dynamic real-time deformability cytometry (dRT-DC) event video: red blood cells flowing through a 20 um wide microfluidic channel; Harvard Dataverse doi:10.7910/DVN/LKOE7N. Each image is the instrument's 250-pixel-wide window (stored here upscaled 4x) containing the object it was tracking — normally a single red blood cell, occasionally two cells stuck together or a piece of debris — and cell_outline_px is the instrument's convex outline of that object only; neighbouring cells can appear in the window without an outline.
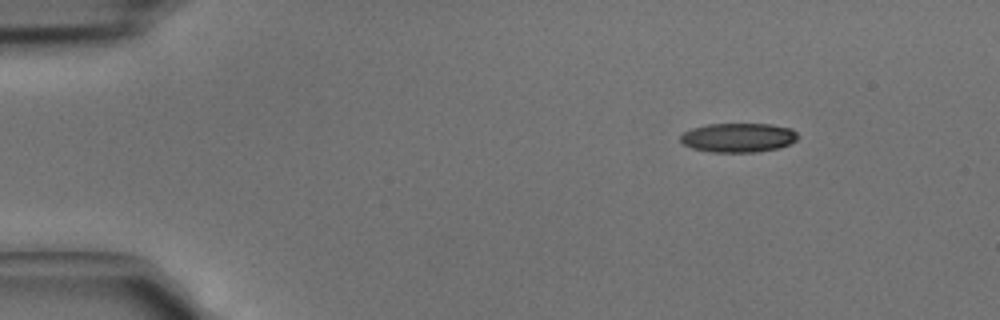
{"species": "common noctule bat (a hibernating species)", "species_latin": "Nyctalus noctula", "temperature_condition": "cold", "stored_images_in_passage": 4, "segment_of_instrument_passage": [2, 2], "camera_frame_rate_fps": 3000, "um_per_image_px": 0.085, "animal": {"sex": "male", "body_mass_g": 15.6}, "frame": {"image": 1, "passage_image": 4, "time_ms": 1.0, "image_size_px": [1000, 320], "cell_outline_px": [[800, 136], [796, 140], [780, 148], [756, 152], [712, 152], [692, 148], [684, 144], [680, 140], [680, 136], [684, 132], [692, 128], [708, 124], [772, 124], [792, 128]], "centroid_in_image_um": [62.78, 11.69], "position_along_channel_um": 22.2, "area_um2": 20.06}}